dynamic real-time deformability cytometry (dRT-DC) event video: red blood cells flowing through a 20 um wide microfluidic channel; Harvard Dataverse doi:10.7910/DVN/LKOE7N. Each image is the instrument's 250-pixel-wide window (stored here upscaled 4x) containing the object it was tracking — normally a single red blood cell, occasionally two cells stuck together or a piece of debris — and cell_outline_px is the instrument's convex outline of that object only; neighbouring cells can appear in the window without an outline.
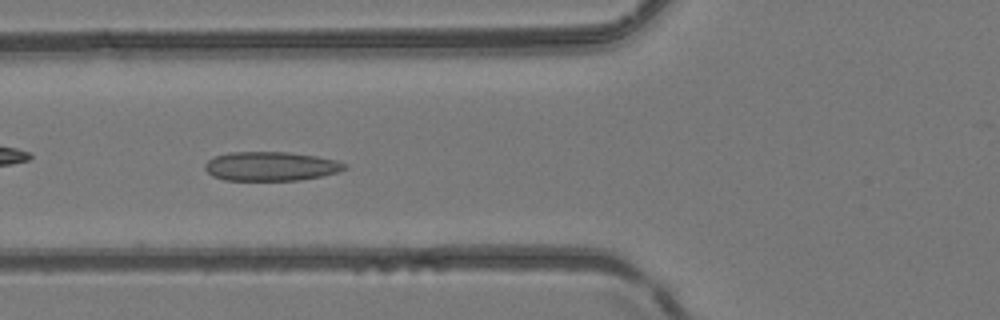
{"species": "common noctule bat (a hibernating species)", "species_latin": "Nyctalus noctula", "temperature_condition": "room temperature", "stored_images_in_passage": 34, "camera_frame_rate_fps": 3000, "um_per_image_px": 0.085, "animal": {"sex": "female", "body_mass_g": 24.6, "forearm_length_mm": 56.2}, "frame": {"image": 1, "passage_image": 3, "time_ms": 0.667, "image_size_px": [1000, 320], "cell_outline_px": [[348, 168], [336, 172], [320, 176], [300, 180], [224, 180], [212, 176], [204, 168], [204, 164], [208, 160], [216, 156], [228, 152], [288, 152], [316, 156], [336, 160], [348, 164]], "centroid_in_image_um": [23.01, 14.13], "position_along_channel_um": 102.8, "area_um2": 23.7}}
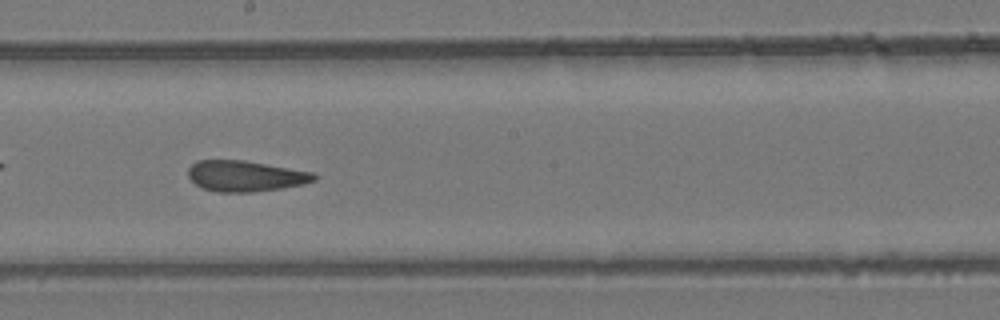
{"frame": {"image": 2, "passage_image": 12, "time_ms": 3.667, "image_size_px": [1000, 320], "cell_outline_px": [[316, 180], [304, 184], [280, 188], [252, 192], [216, 192], [204, 188], [196, 184], [188, 176], [188, 168], [196, 160], [244, 160], [312, 172], [316, 176]], "centroid_in_image_um": [20.84, 14.96], "position_along_channel_um": 227.4, "area_um2": 22.48}}
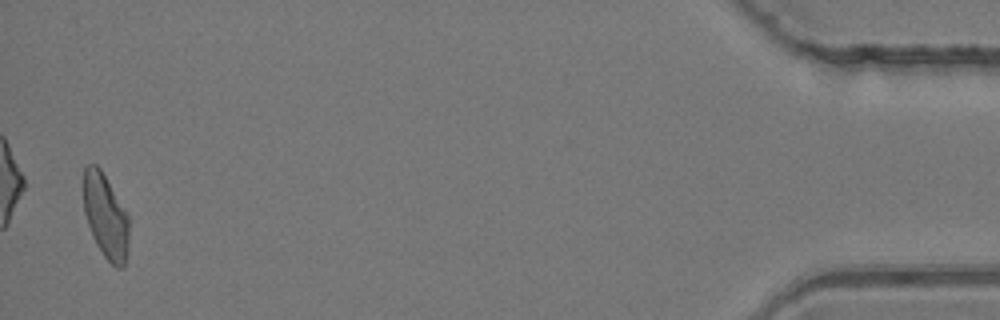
{"frame": {"image": 3, "passage_image": 33, "time_ms": 10.667, "image_size_px": [1000, 320], "cell_outline_px": [[128, 240], [124, 268], [116, 268], [104, 256], [96, 244], [92, 236], [84, 212], [84, 168], [88, 164], [96, 164], [100, 168], [128, 216]], "centroid_in_image_um": [8.96, 18.4], "position_along_channel_um": 426.2, "area_um2": 21.96}}